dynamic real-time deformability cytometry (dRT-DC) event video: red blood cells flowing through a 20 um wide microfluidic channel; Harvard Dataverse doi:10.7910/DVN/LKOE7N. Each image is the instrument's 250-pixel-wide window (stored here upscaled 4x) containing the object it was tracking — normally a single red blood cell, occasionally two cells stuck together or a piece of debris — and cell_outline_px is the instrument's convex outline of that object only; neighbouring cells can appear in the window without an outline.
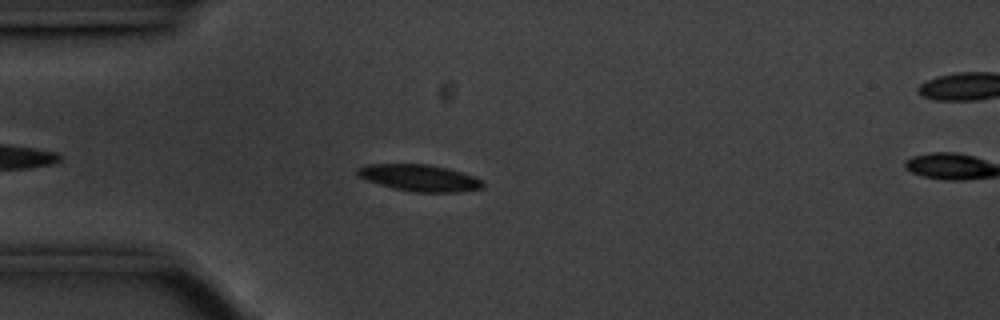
{"species": "common noctule bat (a hibernating species)", "species_latin": "Nyctalus noctula", "temperature_condition": "cold", "stored_images_in_passage": 9, "camera_frame_rate_fps": 3000, "um_per_image_px": 0.085, "animal": {"sex": "male", "body_mass_g": 20.1, "forearm_length_mm": 53.5}, "frame": {"image": 1, "passage_image": 7, "time_ms": 2.0, "image_size_px": [1000, 320], "cell_outline_px": [[484, 184], [480, 188], [456, 192], [412, 192], [392, 188], [356, 176], [356, 168], [364, 164], [428, 164], [448, 168], [484, 180]], "centroid_in_image_um": [35.61, 15.11], "position_along_channel_um": 49.4, "area_um2": 19.48}}